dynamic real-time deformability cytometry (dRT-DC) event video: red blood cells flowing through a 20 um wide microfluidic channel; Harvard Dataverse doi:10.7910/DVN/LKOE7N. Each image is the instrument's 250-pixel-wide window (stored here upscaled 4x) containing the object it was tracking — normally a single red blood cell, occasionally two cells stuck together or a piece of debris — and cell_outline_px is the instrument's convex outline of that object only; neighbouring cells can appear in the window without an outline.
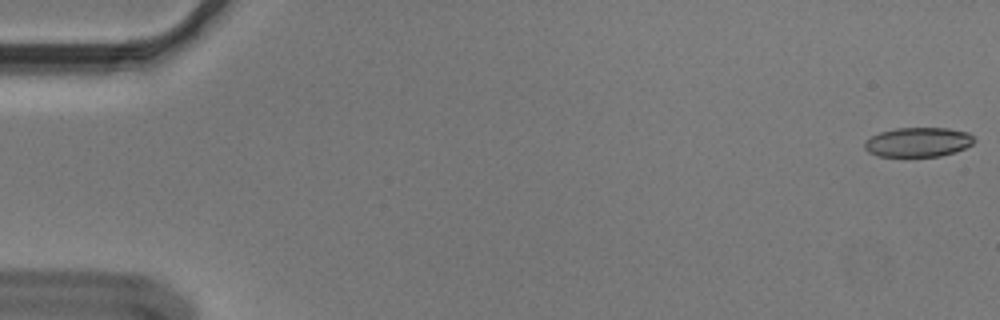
{"species": "Egyptian fruit bat (a non-hibernating species)", "species_latin": "Rousettus aegyptiacus", "temperature_condition": "cold", "stored_images_in_passage": 9, "camera_frame_rate_fps": 3000, "um_per_image_px": 0.085, "animal": {"sex": "male"}, "frame": {"image": 1, "passage_image": 1, "time_ms": 0.0, "image_size_px": [1000, 320], "cell_outline_px": [[976, 140], [972, 144], [964, 148], [940, 156], [876, 156], [868, 152], [864, 148], [864, 144], [872, 136], [880, 132], [896, 128], [948, 128], [968, 132]], "centroid_in_image_um": [78.04, 12.07], "position_along_channel_um": 7.0, "area_um2": 18.67}}